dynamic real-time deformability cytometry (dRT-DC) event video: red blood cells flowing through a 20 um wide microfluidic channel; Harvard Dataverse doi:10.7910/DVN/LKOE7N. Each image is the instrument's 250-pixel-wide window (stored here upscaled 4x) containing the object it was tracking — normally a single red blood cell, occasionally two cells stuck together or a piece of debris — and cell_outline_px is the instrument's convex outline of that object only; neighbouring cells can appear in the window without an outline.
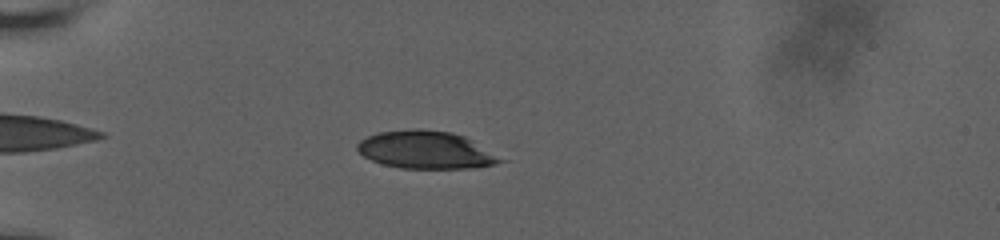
{"species": "human", "species_latin": "Homo sapiens", "temperature_condition": "room temperature", "stored_images_in_passage": 48, "camera_frame_rate_fps": 3000, "um_per_image_px": 0.085, "donor": {"sex": "male"}, "frame": {"image": 1, "passage_image": 7, "time_ms": 2.0, "image_size_px": [1000, 240], "cell_outline_px": [[508, 160], [496, 164], [476, 168], [400, 168], [384, 164], [372, 160], [364, 156], [356, 148], [356, 144], [360, 140], [368, 136], [380, 132], [412, 128], [416, 128], [452, 132], [464, 136]], "centroid_in_image_um": [36.23, 12.74], "position_along_channel_um": 48.8, "area_um2": 31.5}}
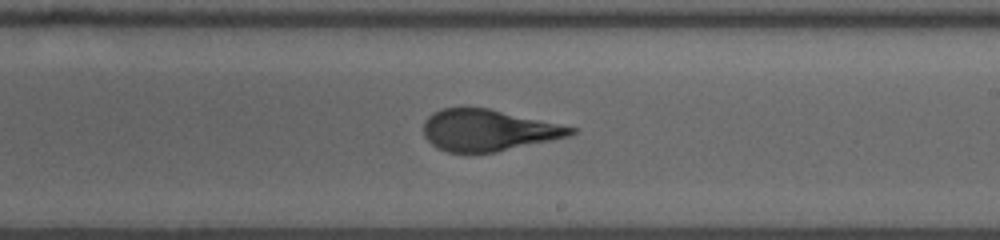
{"frame": {"image": 2, "passage_image": 26, "time_ms": 8.333, "image_size_px": [1000, 240], "cell_outline_px": [[576, 132], [568, 136], [552, 140], [496, 152], [448, 152], [436, 148], [424, 136], [424, 120], [432, 112], [444, 108], [488, 108], [576, 128]], "centroid_in_image_um": [41.45, 11.07], "position_along_channel_um": 247.5, "area_um2": 35.2}}
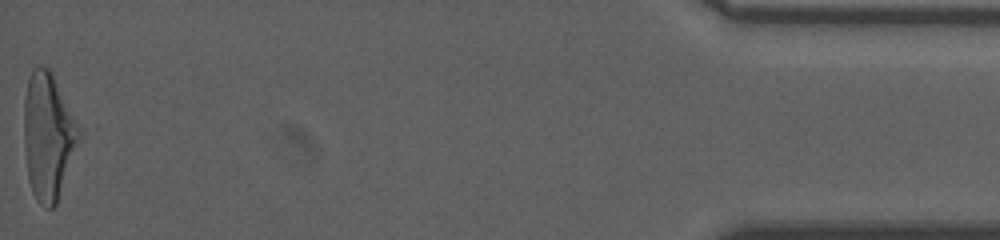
{"frame": {"image": 3, "passage_image": 48, "time_ms": 15.667, "image_size_px": [1000, 240], "cell_outline_px": [[84, 132], [56, 204], [52, 208], [44, 208], [36, 200], [32, 192], [28, 180], [24, 144], [24, 100], [28, 80], [32, 68], [36, 64], [40, 64], [48, 68], [52, 72]], "centroid_in_image_um": [4.12, 11.55], "position_along_channel_um": 431.1, "area_um2": 41.56}, "authors_computed_cell_mechanics": {"area_um2": 36.125, "velocity_mm_per_s": 3.6742, "shape_relaxation_time_tau1_ms": 7.8748, "shape_relaxation_time_tau2_ms": null, "deformation_change_tau1": 0.2514, "deformation_change_tau2": null}}